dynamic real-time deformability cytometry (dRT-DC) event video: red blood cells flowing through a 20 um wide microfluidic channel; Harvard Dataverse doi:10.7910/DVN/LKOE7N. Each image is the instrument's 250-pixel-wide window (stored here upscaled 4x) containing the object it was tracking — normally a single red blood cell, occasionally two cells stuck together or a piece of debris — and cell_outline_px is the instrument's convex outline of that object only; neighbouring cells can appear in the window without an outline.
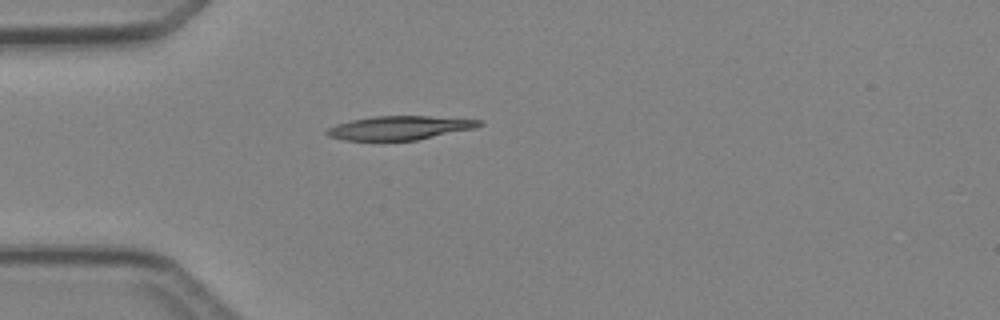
{"species": "Egyptian fruit bat (a non-hibernating species)", "species_latin": "Rousettus aegyptiacus", "temperature_condition": "cold", "stored_images_in_passage": 3, "camera_frame_rate_fps": 3000, "um_per_image_px": 0.085, "animal": {"sex": "female"}, "frame": {"image": 1, "passage_image": 3, "time_ms": 2.333, "image_size_px": [1000, 320], "cell_outline_px": [[484, 124], [476, 128], [416, 140], [344, 140], [328, 136], [324, 132], [328, 128], [336, 124], [352, 120], [372, 116], [428, 116], [484, 120]], "centroid_in_image_um": [33.99, 10.86], "position_along_channel_um": 51.0, "area_um2": 21.15}}